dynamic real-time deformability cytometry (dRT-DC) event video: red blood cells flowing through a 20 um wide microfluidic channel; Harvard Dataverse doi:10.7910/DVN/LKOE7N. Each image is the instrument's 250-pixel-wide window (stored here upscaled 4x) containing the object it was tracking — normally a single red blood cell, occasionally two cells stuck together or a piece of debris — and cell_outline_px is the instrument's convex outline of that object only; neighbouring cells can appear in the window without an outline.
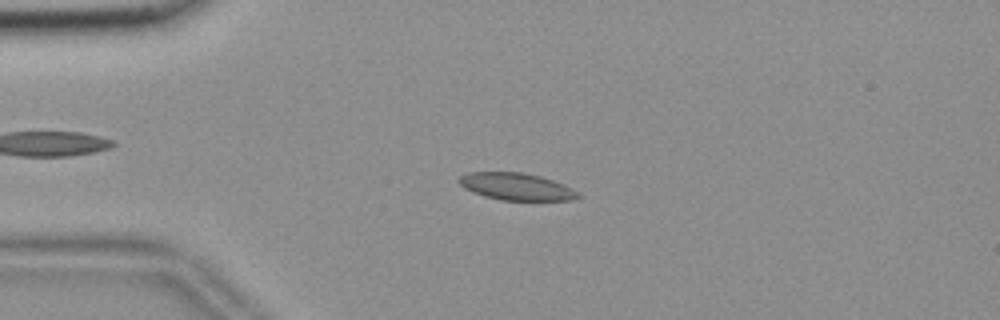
{"species": "common noctule bat (a hibernating species)", "species_latin": "Nyctalus noctula", "temperature_condition": "room temperature", "stored_images_in_passage": 55, "camera_frame_rate_fps": 3000, "um_per_image_px": 0.085, "animal": {"sex": "female", "body_mass_g": 18.4}, "frame": {"image": 1, "passage_image": 13, "time_ms": 4.0, "image_size_px": [1000, 320], "cell_outline_px": [[584, 196], [576, 200], [500, 200], [484, 196], [472, 192], [464, 188], [456, 180], [460, 176], [468, 172], [524, 172], [540, 176], [564, 184], [580, 192]], "centroid_in_image_um": [43.93, 15.86], "position_along_channel_um": 41.1, "area_um2": 19.13}}
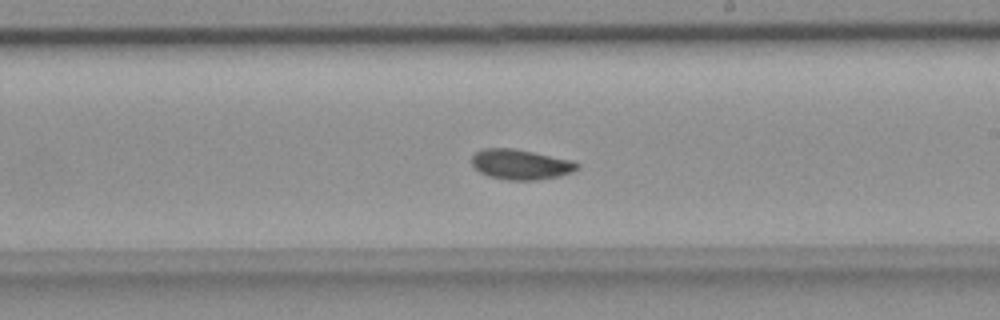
{"frame": {"image": 2, "passage_image": 32, "time_ms": 10.333, "image_size_px": [1000, 320], "cell_outline_px": [[580, 168], [572, 172], [560, 176], [536, 180], [508, 180], [488, 176], [480, 172], [472, 164], [472, 156], [476, 152], [484, 148], [512, 148], [572, 160], [580, 164]], "centroid_in_image_um": [44.28, 13.98], "position_along_channel_um": 244.7, "area_um2": 18.5}}
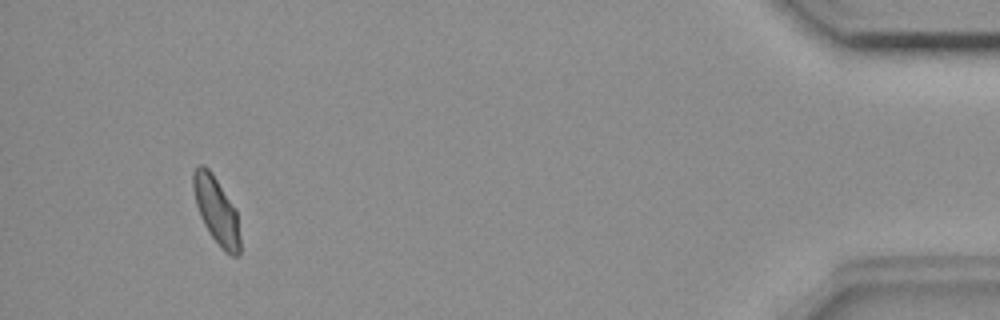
{"frame": {"image": 3, "passage_image": 52, "time_ms": 17.0, "image_size_px": [1000, 320], "cell_outline_px": [[240, 252], [236, 256], [232, 256], [212, 236], [204, 224], [200, 216], [196, 204], [192, 188], [192, 172], [200, 164], [204, 164], [212, 172], [236, 212], [240, 236]], "centroid_in_image_um": [18.36, 17.83], "position_along_channel_um": 416.8, "area_um2": 17.74}, "authors_computed_cell_mechanics": {"area_um2": 18.496, "velocity_mm_per_s": 3.635, "shape_relaxation_time_tau1_ms": null, "shape_relaxation_time_tau2_ms": 6.1159, "deformation_change_tau1": null, "deformation_change_tau2": 0.0687}}